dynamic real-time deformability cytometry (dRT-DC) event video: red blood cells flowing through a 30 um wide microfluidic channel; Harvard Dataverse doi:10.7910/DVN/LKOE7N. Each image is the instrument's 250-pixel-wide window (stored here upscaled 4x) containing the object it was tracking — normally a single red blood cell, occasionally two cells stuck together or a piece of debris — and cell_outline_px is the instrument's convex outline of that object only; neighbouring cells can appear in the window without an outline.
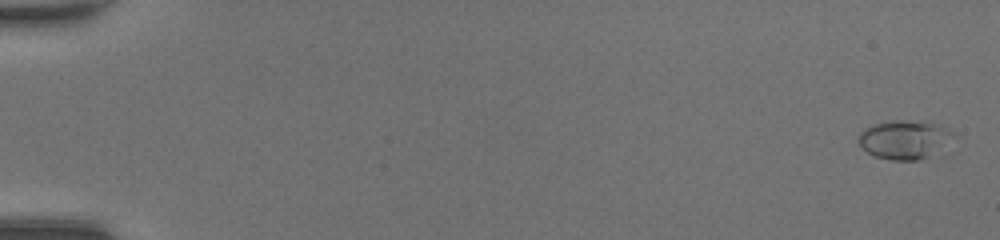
{"species": "common noctule bat (a hibernating species)", "species_latin": "Nyctalus noctula", "temperature_condition": "room temperature", "stored_images_in_passage": 50, "camera_frame_rate_fps": 3000, "um_per_image_px": 0.085, "animal": {"sex": "female", "body_mass_g": 20.0, "forearm_length_mm": 54.0}, "frame": {"image": 1, "passage_image": 2, "time_ms": 0.333, "image_size_px": [1000, 240], "cell_outline_px": [[956, 136], [928, 156], [920, 160], [892, 160], [872, 156], [860, 144], [860, 132], [864, 128], [872, 124], [892, 120], [924, 120], [940, 124], [948, 128]], "centroid_in_image_um": [76.88, 11.83], "position_along_channel_um": 8.1, "area_um2": 21.44}}
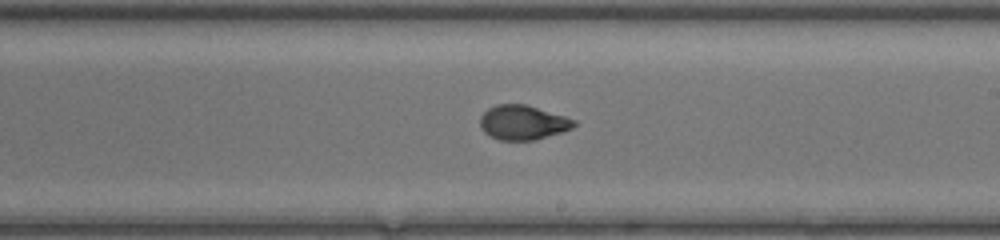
{"frame": {"image": 2, "passage_image": 31, "time_ms": 10.0, "image_size_px": [1000, 240], "cell_outline_px": [[576, 124], [572, 128], [536, 140], [500, 140], [484, 132], [480, 128], [480, 116], [488, 108], [496, 104], [524, 104], [564, 116], [576, 120]], "centroid_in_image_um": [44.41, 10.41], "position_along_channel_um": 244.6, "area_um2": 18.73}}
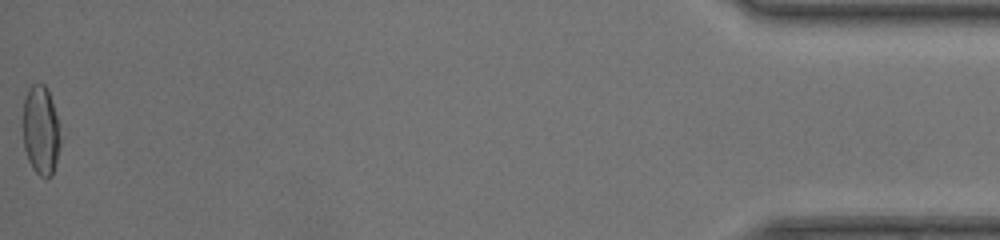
{"frame": {"image": 3, "passage_image": 50, "time_ms": 16.333, "image_size_px": [1000, 240], "cell_outline_px": [[60, 144], [52, 176], [40, 176], [32, 168], [28, 160], [24, 148], [20, 120], [24, 96], [28, 88], [32, 84], [44, 84], [48, 88], [60, 124]], "centroid_in_image_um": [3.43, 11.02], "position_along_channel_um": 431.8, "area_um2": 20.29}, "authors_computed_cell_mechanics": {"area_um2": 19.1318, "velocity_mm_per_s": 4.3791, "shape_relaxation_time_tau1_ms": 4.1517, "shape_relaxation_time_tau2_ms": 0.8945, "deformation_change_tau1": 0.1879, "deformation_change_tau2": 0.0459}}